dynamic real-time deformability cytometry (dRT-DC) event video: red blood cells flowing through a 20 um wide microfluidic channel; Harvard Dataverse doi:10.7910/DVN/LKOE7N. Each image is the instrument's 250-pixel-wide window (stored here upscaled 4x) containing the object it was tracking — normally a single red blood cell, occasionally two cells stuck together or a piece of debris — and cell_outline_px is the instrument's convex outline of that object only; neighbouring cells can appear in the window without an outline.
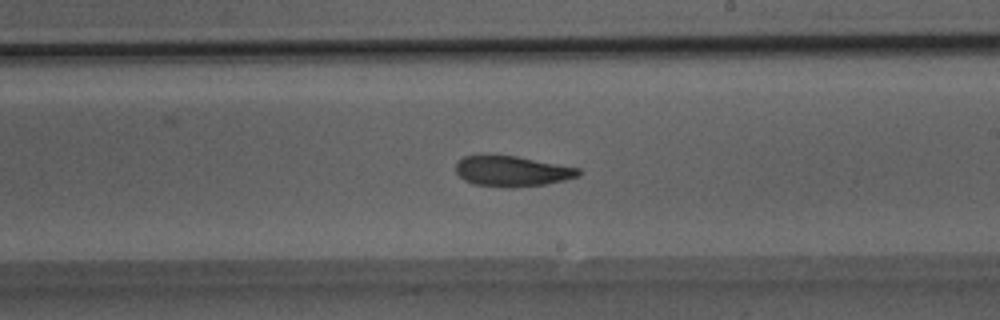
{"species": "Egyptian fruit bat (a non-hibernating species)", "species_latin": "Rousettus aegyptiacus", "temperature_condition": "room temperature", "stored_images_in_passage": 34, "camera_frame_rate_fps": 3000, "um_per_image_px": 0.085, "animal": {"sex": "male"}, "frame": {"image": 1, "passage_image": 21, "time_ms": 6.667, "image_size_px": [1000, 320], "cell_outline_px": [[580, 176], [564, 180], [544, 184], [512, 188], [508, 188], [472, 184], [464, 180], [456, 172], [456, 164], [464, 156], [516, 156], [580, 168]], "centroid_in_image_um": [43.54, 14.57], "position_along_channel_um": 245.5, "area_um2": 21.62}}
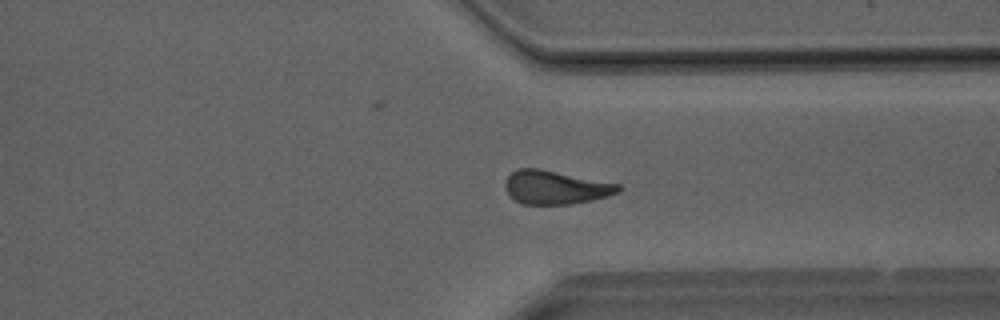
{"frame": {"image": 2, "passage_image": 28, "time_ms": 9.0, "image_size_px": [1000, 320], "cell_outline_px": [[624, 188], [620, 192], [608, 196], [572, 204], [524, 204], [516, 200], [504, 188], [504, 180], [516, 168], [540, 168], [620, 184]], "centroid_in_image_um": [47.24, 15.91], "position_along_channel_um": 364.2, "area_um2": 22.25}}
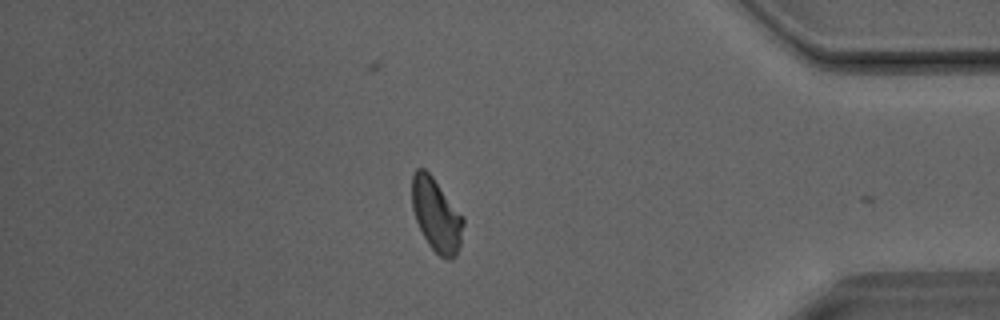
{"frame": {"image": 3, "passage_image": 32, "time_ms": 10.333, "image_size_px": [1000, 320], "cell_outline_px": [[464, 224], [460, 244], [456, 256], [452, 260], [448, 260], [440, 256], [428, 244], [416, 220], [412, 208], [412, 176], [416, 168], [424, 168], [432, 176], [464, 216]], "centroid_in_image_um": [37.1, 18.28], "position_along_channel_um": 398.1, "area_um2": 21.91}}